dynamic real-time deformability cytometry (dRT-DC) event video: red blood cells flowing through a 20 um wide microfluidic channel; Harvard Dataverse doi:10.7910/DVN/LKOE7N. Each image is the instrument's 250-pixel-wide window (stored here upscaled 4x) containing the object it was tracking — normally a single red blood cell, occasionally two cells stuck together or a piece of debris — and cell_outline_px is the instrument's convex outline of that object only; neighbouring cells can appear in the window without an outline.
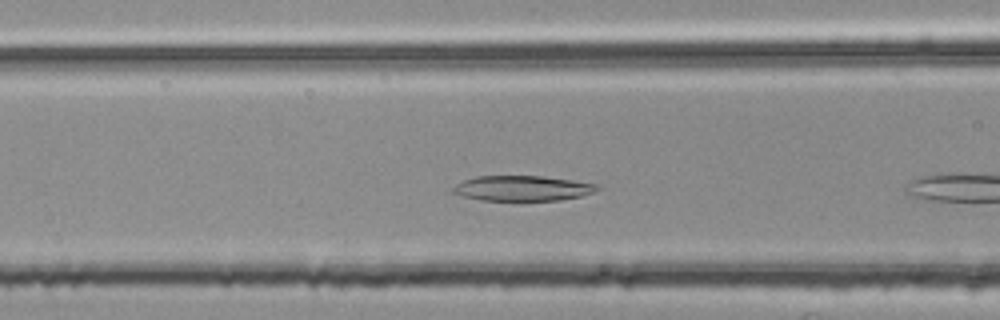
{"species": "common noctule bat (a hibernating species)", "species_latin": "Nyctalus noctula", "temperature_condition": "room temperature", "stored_images_in_passage": 6, "camera_frame_rate_fps": 3000, "um_per_image_px": 0.085, "animal": {"sex": "female", "body_mass_g": 25.1}, "frame": {"image": 1, "passage_image": 5, "time_ms": 1.333, "image_size_px": [1000, 320], "cell_outline_px": [[600, 188], [592, 192], [580, 196], [560, 200], [480, 200], [460, 196], [452, 192], [452, 188], [456, 184], [464, 180], [476, 176], [540, 176], [572, 180], [596, 184]], "centroid_in_image_um": [44.35, 16.0], "position_along_channel_um": 122.3, "area_um2": 21.04}}